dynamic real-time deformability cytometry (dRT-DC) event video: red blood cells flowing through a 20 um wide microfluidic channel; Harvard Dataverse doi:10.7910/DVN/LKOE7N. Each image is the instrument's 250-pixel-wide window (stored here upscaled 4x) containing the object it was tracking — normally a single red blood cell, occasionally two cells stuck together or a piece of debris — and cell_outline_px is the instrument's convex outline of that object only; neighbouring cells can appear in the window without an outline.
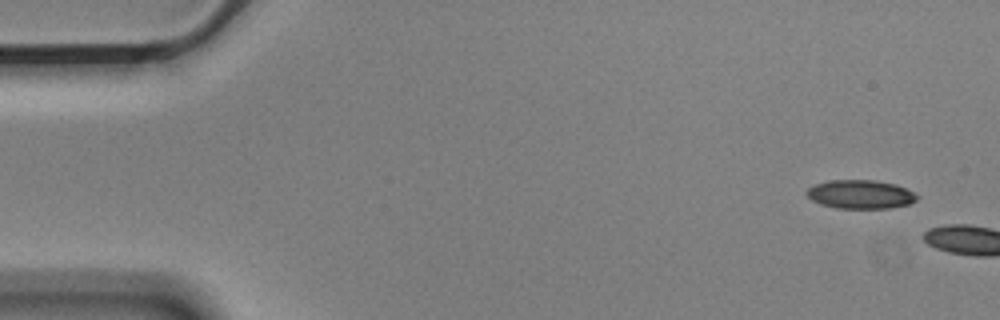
{"species": "Egyptian fruit bat (a non-hibernating species)", "species_latin": "Rousettus aegyptiacus", "temperature_condition": "cold", "stored_images_in_passage": 2, "camera_frame_rate_fps": 3000, "um_per_image_px": 0.085, "animal": {"sex": "male"}, "frame": {"image": 1, "passage_image": 1, "time_ms": 0.0, "image_size_px": [1000, 320], "cell_outline_px": [[920, 196], [916, 200], [908, 204], [888, 208], [836, 208], [820, 204], [812, 200], [804, 192], [808, 188], [816, 184], [828, 180], [876, 180], [896, 184]], "centroid_in_image_um": [73.12, 16.51], "position_along_channel_um": 11.9, "area_um2": 18.44}}